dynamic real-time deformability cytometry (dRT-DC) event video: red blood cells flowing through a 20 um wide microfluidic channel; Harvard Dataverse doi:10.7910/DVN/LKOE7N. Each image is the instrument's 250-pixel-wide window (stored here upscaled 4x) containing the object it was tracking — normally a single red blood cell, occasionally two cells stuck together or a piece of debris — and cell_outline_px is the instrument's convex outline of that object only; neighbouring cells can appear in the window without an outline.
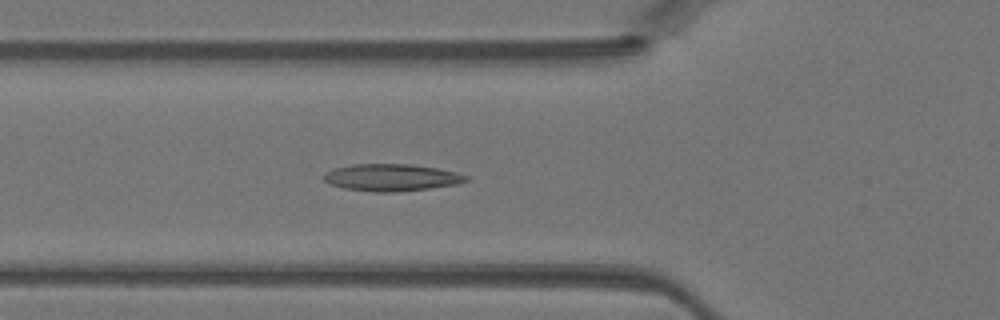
{"species": "Egyptian fruit bat (a non-hibernating species)", "species_latin": "Rousettus aegyptiacus", "temperature_condition": "warm", "stored_images_in_passage": 44, "camera_frame_rate_fps": 3000, "um_per_image_px": 0.085, "animal": {"sex": "female"}, "frame": {"image": 1, "passage_image": 15, "time_ms": 4.667, "image_size_px": [1000, 320], "cell_outline_px": [[468, 180], [456, 184], [400, 192], [376, 192], [344, 188], [328, 184], [324, 180], [324, 172], [336, 168], [352, 164], [412, 164], [436, 168], [456, 172], [468, 176]], "centroid_in_image_um": [33.25, 15.08], "position_along_channel_um": 92.6, "area_um2": 22.37}}
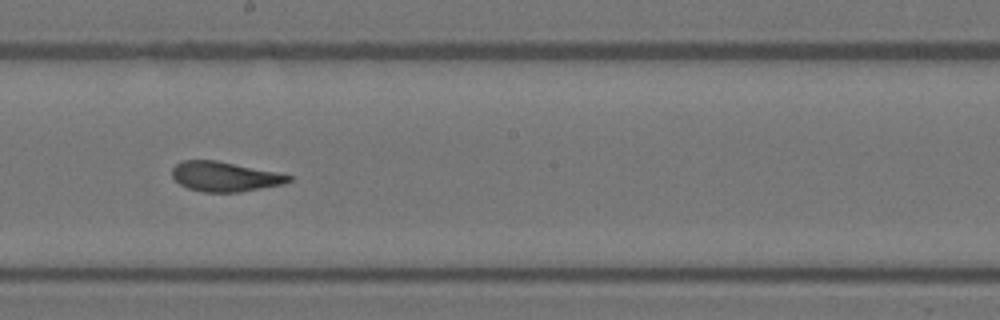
{"frame": {"image": 2, "passage_image": 24, "time_ms": 7.667, "image_size_px": [1000, 320], "cell_outline_px": [[292, 180], [284, 184], [240, 192], [204, 192], [188, 188], [180, 184], [172, 176], [172, 168], [176, 164], [184, 160], [216, 160], [280, 172], [292, 176]], "centroid_in_image_um": [19.14, 15.0], "position_along_channel_um": 229.1, "area_um2": 20.35}}
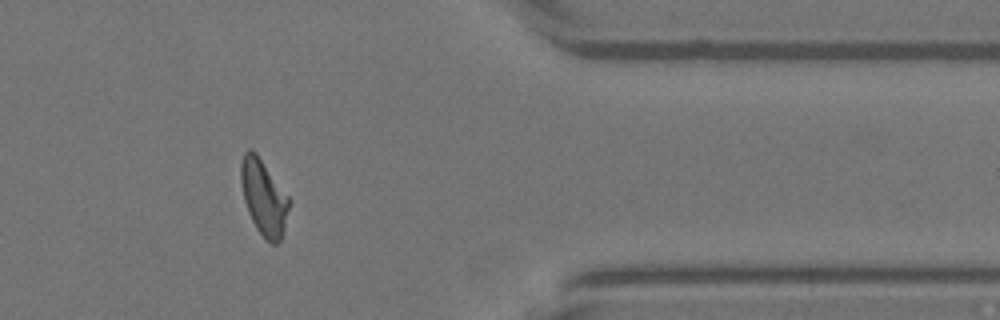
{"frame": {"image": 3, "passage_image": 36, "time_ms": 11.667, "image_size_px": [1000, 320], "cell_outline_px": [[288, 208], [284, 228], [280, 240], [276, 244], [272, 244], [256, 228], [248, 212], [244, 200], [240, 180], [240, 164], [244, 152], [248, 148], [252, 148], [256, 152], [288, 196]], "centroid_in_image_um": [22.38, 16.72], "position_along_channel_um": 389.0, "area_um2": 20.81}}